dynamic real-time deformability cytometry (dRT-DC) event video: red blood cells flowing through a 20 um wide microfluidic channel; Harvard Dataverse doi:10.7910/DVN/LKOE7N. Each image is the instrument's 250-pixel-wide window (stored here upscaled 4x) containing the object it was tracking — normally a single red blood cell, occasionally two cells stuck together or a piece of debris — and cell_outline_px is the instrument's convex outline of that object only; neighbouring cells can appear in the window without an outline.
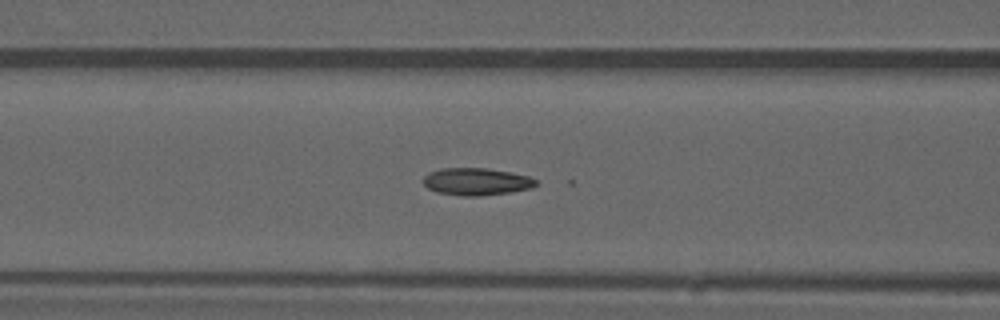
{"species": "common noctule bat (a hibernating species)", "species_latin": "Nyctalus noctula", "temperature_condition": "warm", "stored_images_in_passage": 48, "camera_frame_rate_fps": 3000, "um_per_image_px": 0.085, "animal": {"sex": "male", "forearm_length_mm": 52.5}, "frame": {"image": 1, "passage_image": 17, "time_ms": 5.333, "image_size_px": [1000, 320], "cell_outline_px": [[536, 184], [532, 188], [508, 192], [480, 196], [460, 196], [436, 192], [428, 188], [420, 180], [428, 172], [440, 168], [488, 168], [528, 176], [536, 180]], "centroid_in_image_um": [40.42, 15.43], "position_along_channel_um": 126.2, "area_um2": 17.98}, "authors_computed_cell_mechanics": {"area_um2": 18.5249, "velocity_mm_per_s": 3.9626, "shape_relaxation_time_tau1_ms": null, "shape_relaxation_time_tau2_ms": 1.773, "deformation_change_tau1": null, "deformation_change_tau2": 0.0534}}